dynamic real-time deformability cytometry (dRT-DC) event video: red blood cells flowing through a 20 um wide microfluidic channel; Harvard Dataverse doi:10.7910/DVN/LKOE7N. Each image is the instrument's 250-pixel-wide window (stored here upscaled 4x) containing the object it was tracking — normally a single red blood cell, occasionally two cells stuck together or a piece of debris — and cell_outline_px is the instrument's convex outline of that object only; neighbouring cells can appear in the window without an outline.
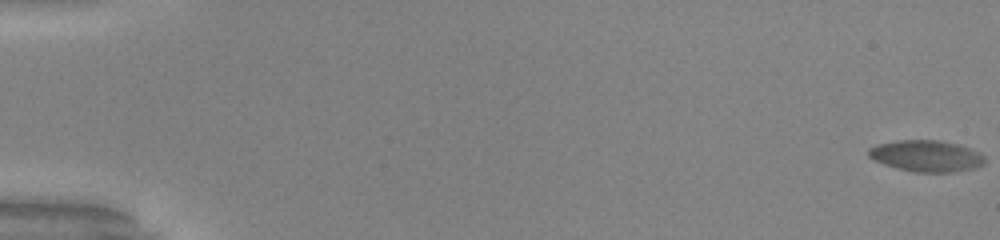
{"species": "common noctule bat (a hibernating species)", "species_latin": "Nyctalus noctula", "temperature_condition": "warm", "stored_images_in_passage": 57, "camera_frame_rate_fps": 3000, "um_per_image_px": 0.085, "animal": {"sex": "male", "body_mass_g": 20.0, "forearm_length_mm": 53.3}, "frame": {"image": 1, "passage_image": 1, "time_ms": 0.0, "image_size_px": [1000, 240], "cell_outline_px": [[984, 160], [980, 164], [972, 168], [948, 172], [916, 172], [900, 168], [876, 160], [868, 156], [868, 148], [880, 144], [900, 140], [936, 140], [956, 144], [968, 148], [984, 156]], "centroid_in_image_um": [78.71, 13.24], "position_along_channel_um": 6.3, "area_um2": 20.4}}
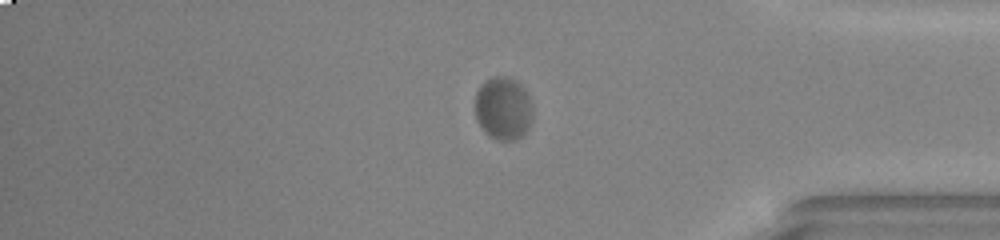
{"frame": {"image": 2, "passage_image": 48, "time_ms": 15.667, "image_size_px": [1000, 240], "cell_outline_px": [[532, 120], [528, 128], [516, 140], [500, 140], [484, 132], [476, 120], [476, 92], [480, 84], [484, 80], [492, 76], [508, 76], [520, 84], [524, 88], [528, 96], [532, 108]], "centroid_in_image_um": [42.76, 9.19], "position_along_channel_um": 392.4, "area_um2": 21.15}}
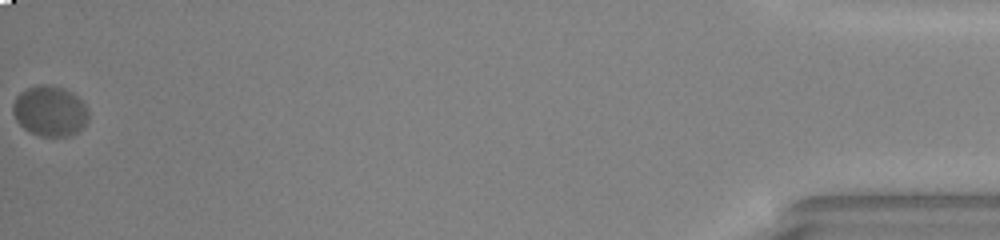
{"frame": {"image": 3, "passage_image": 57, "time_ms": 18.667, "image_size_px": [1000, 240], "cell_outline_px": [[88, 120], [76, 132], [68, 136], [40, 136], [24, 128], [16, 120], [12, 112], [12, 104], [16, 96], [20, 92], [28, 88], [44, 84], [64, 88], [72, 92], [88, 108]], "centroid_in_image_um": [4.22, 9.43], "position_along_channel_um": 431.0, "area_um2": 22.02}, "authors_computed_cell_mechanics": {"area_um2": 20.519, "velocity_mm_per_s": 3.7903, "shape_relaxation_time_tau1_ms": 3.2783, "shape_relaxation_time_tau2_ms": null, "deformation_change_tau1": 0.1254, "deformation_change_tau2": null}}